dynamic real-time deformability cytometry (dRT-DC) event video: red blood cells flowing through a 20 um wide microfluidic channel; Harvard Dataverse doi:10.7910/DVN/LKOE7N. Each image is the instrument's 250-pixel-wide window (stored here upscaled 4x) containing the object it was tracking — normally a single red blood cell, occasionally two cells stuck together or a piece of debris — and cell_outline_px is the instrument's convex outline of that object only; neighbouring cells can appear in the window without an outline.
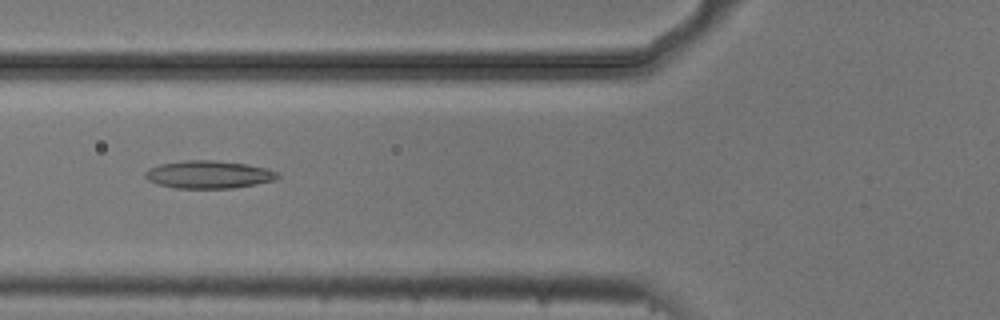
{"species": "common noctule bat (a hibernating species)", "species_latin": "Nyctalus noctula", "temperature_condition": "cold", "stored_images_in_passage": 54, "camera_frame_rate_fps": 3000, "um_per_image_px": 0.085, "animal": {"sex": "male", "body_mass_g": 20.5, "forearm_length_mm": 52.5}, "frame": {"image": 1, "passage_image": 20, "time_ms": 6.333, "image_size_px": [1000, 320], "cell_outline_px": [[280, 176], [276, 180], [256, 184], [232, 188], [176, 188], [156, 184], [148, 180], [144, 176], [144, 172], [148, 168], [160, 164], [188, 160], [216, 160], [244, 164], [268, 168], [276, 172]], "centroid_in_image_um": [17.72, 14.84], "position_along_channel_um": 108.1, "area_um2": 21.44}}
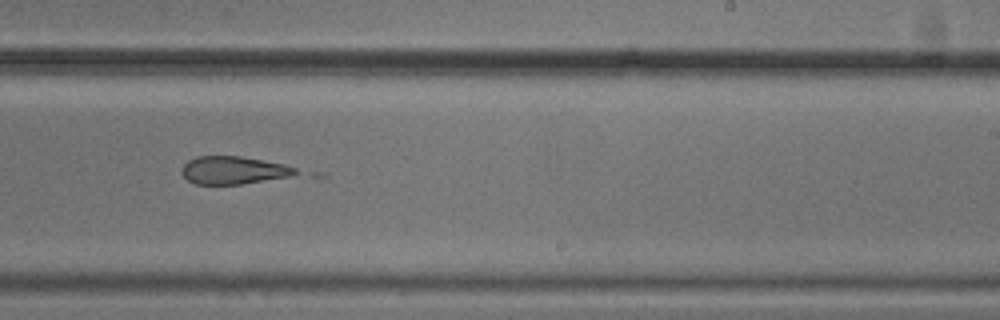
{"frame": {"image": 2, "passage_image": 33, "time_ms": 10.667, "image_size_px": [1000, 320], "cell_outline_px": [[304, 172], [288, 176], [240, 184], [196, 184], [188, 180], [180, 172], [184, 164], [188, 160], [196, 156], [240, 156], [284, 164], [296, 168]], "centroid_in_image_um": [19.84, 14.46], "position_along_channel_um": 269.2, "area_um2": 18.38}}
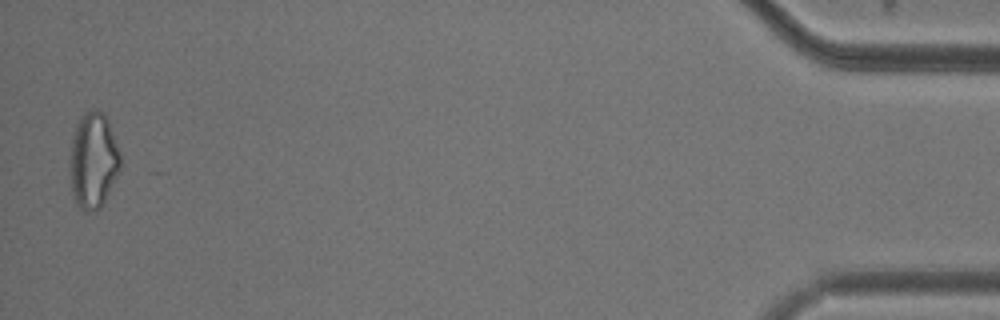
{"frame": {"image": 3, "passage_image": 53, "time_ms": 17.333, "image_size_px": [1000, 320], "cell_outline_px": [[120, 172], [100, 208], [92, 212], [84, 212], [76, 204], [72, 192], [72, 140], [76, 124], [84, 112], [96, 108], [104, 112], [108, 120], [120, 152]], "centroid_in_image_um": [7.97, 13.63], "position_along_channel_um": 427.2, "area_um2": 27.92}, "authors_computed_cell_mechanics": {"area_um2": 22.3397, "velocity_mm_per_s": 3.7146, "shape_relaxation_time_tau1_ms": null, "shape_relaxation_time_tau2_ms": 2.8248, "deformation_change_tau1": null, "deformation_change_tau2": 0.13}}